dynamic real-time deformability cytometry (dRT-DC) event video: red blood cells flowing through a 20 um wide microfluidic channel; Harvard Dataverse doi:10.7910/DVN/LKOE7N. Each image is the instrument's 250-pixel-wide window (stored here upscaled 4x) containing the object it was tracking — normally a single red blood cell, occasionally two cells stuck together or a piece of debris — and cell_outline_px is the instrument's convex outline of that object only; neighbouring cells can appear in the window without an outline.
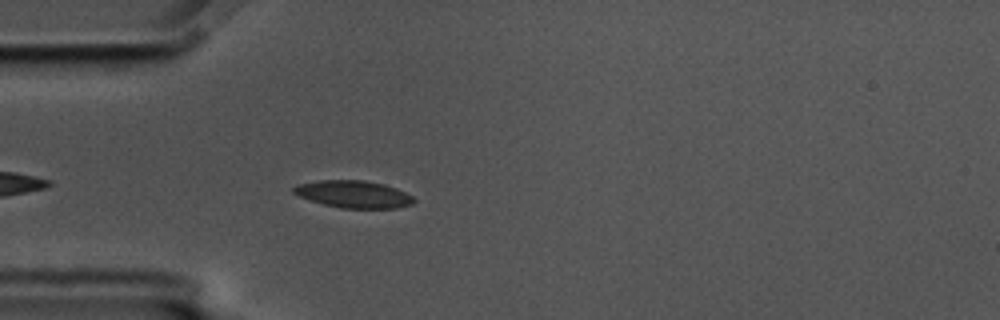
{"species": "common noctule bat (a hibernating species)", "species_latin": "Nyctalus noctula", "temperature_condition": "cold", "stored_images_in_passage": 46, "camera_frame_rate_fps": 3000, "um_per_image_px": 0.085, "animal": {"sex": "male", "body_mass_g": 17.5, "forearm_length_mm": 52.3}, "frame": {"image": 1, "passage_image": 4, "time_ms": 1.0, "image_size_px": [1000, 320], "cell_outline_px": [[416, 200], [412, 204], [396, 208], [340, 208], [324, 204], [300, 196], [292, 192], [292, 188], [296, 184], [320, 180], [364, 180], [384, 184], [396, 188], [412, 196]], "centroid_in_image_um": [30.05, 16.5], "position_along_channel_um": 54.9, "area_um2": 19.02}}
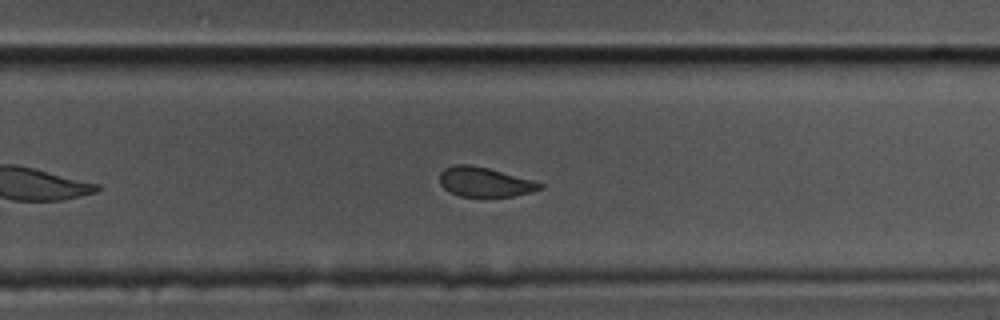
{"frame": {"image": 2, "passage_image": 25, "time_ms": 8.0, "image_size_px": [1000, 320], "cell_outline_px": [[544, 188], [532, 192], [512, 196], [460, 196], [444, 188], [440, 184], [440, 172], [444, 168], [456, 164], [468, 164], [488, 168], [532, 180], [544, 184]], "centroid_in_image_um": [41.21, 15.46], "position_along_channel_um": 288.6, "area_um2": 17.11}}
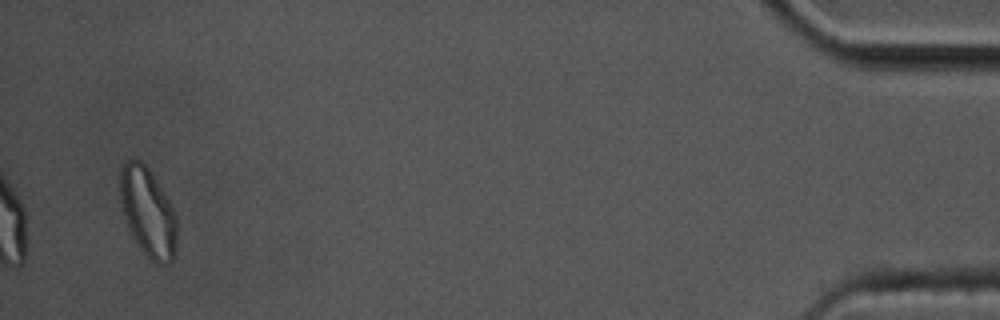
{"frame": {"image": 3, "passage_image": 44, "time_ms": 14.333, "image_size_px": [1000, 320], "cell_outline_px": [[176, 248], [172, 260], [168, 264], [152, 264], [140, 248], [132, 236], [124, 216], [120, 200], [120, 164], [128, 160], [140, 160], [148, 168], [172, 204], [176, 216]], "centroid_in_image_um": [12.57, 18.05], "position_along_channel_um": 422.6, "area_um2": 29.65}, "authors_computed_cell_mechanics": {"area_um2": 18.7272, "velocity_mm_per_s": 3.4245, "shape_relaxation_time_tau1_ms": 10.043, "shape_relaxation_time_tau2_ms": 2.2334, "deformation_change_tau1": 0.1568, "deformation_change_tau2": 0.0801}}